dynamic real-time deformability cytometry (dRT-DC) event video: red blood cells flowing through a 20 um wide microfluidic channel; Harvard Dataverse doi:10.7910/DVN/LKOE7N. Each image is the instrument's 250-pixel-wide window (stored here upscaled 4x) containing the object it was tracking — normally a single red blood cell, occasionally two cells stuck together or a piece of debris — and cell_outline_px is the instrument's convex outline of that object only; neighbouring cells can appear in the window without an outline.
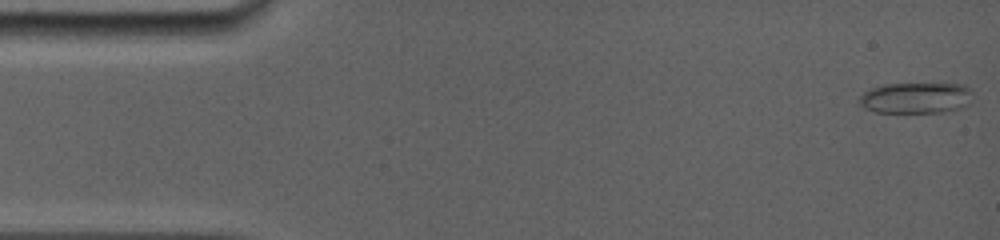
{"species": "common noctule bat (a hibernating species)", "species_latin": "Nyctalus noctula", "temperature_condition": "room temperature", "stored_images_in_passage": 50, "camera_frame_rate_fps": 5000, "um_per_image_px": 0.085, "animal": {"sex": "female", "body_mass_g": 19.0, "forearm_length_mm": 56.7}, "frame": {"image": 1, "passage_image": 1, "time_ms": 0.0, "image_size_px": [1000, 240], "cell_outline_px": [[972, 92], [968, 104], [964, 108], [944, 112], [876, 112], [864, 108], [860, 104], [860, 96], [864, 92], [872, 88], [884, 84], [964, 84]], "centroid_in_image_um": [77.87, 8.33], "position_along_channel_um": 7.1, "area_um2": 20.4}}
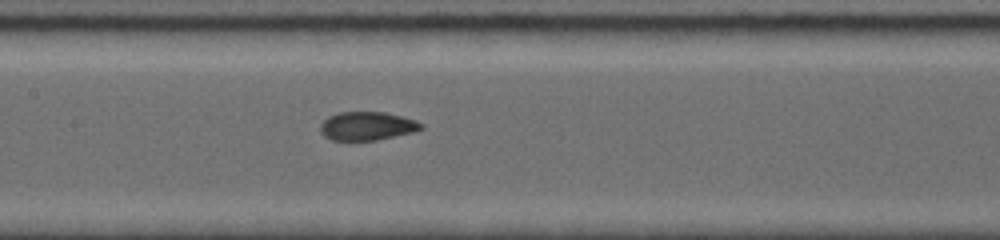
{"frame": {"image": 2, "passage_image": 23, "time_ms": 7.4, "image_size_px": [1000, 240], "cell_outline_px": [[424, 128], [412, 132], [376, 140], [332, 140], [324, 136], [320, 132], [320, 124], [328, 116], [340, 112], [384, 112], [416, 120], [424, 124]], "centroid_in_image_um": [31.19, 10.71], "position_along_channel_um": 176.2, "area_um2": 16.7}}
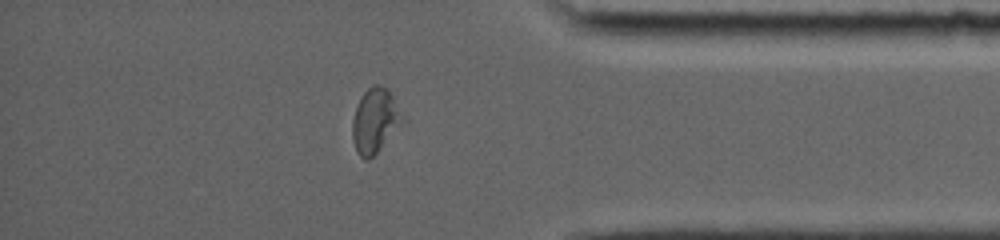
{"frame": {"image": 3, "passage_image": 43, "time_ms": 13.4, "image_size_px": [1000, 240], "cell_outline_px": [[404, 124], [368, 160], [364, 160], [356, 152], [352, 140], [352, 120], [356, 108], [364, 92], [372, 84], [380, 84], [388, 88], [404, 120]], "centroid_in_image_um": [31.87, 10.27], "position_along_channel_um": 403.3, "area_um2": 18.79}, "authors_computed_cell_mechanics": {"area_um2": 17.918, "velocity_mm_per_s": 3.9307, "shape_relaxation_time_tau1_ms": null, "shape_relaxation_time_tau2_ms": 0.5819, "deformation_change_tau1": null, "deformation_change_tau2": 0.0432}}